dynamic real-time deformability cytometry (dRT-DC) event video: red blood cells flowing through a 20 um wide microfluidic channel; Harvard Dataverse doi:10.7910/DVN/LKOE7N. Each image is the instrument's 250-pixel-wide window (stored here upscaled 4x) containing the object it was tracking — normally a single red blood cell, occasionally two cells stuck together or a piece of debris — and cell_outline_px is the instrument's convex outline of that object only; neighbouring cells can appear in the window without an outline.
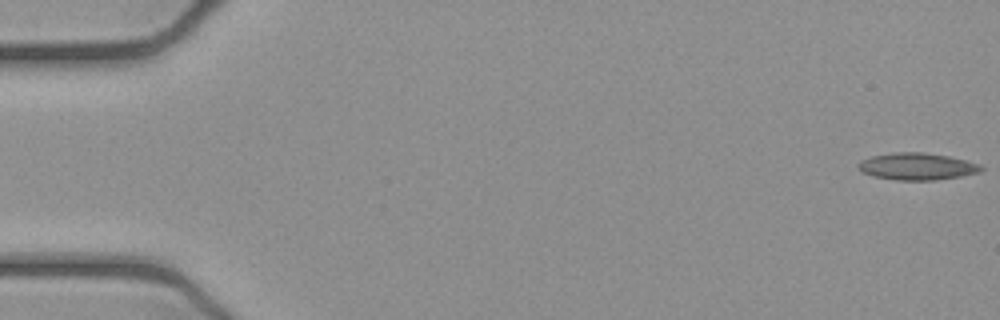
{"species": "common noctule bat (a hibernating species)", "species_latin": "Nyctalus noctula", "temperature_condition": "cold", "stored_images_in_passage": 53, "camera_frame_rate_fps": 3000, "um_per_image_px": 0.085, "animal": {"sex": "female", "body_mass_g": 21.9}, "frame": {"image": 1, "passage_image": 1, "time_ms": 0.0, "image_size_px": [1000, 320], "cell_outline_px": [[984, 168], [980, 172], [960, 176], [936, 180], [896, 180], [872, 176], [864, 172], [856, 164], [860, 160], [872, 156], [892, 152], [924, 152], [948, 156], [980, 164]], "centroid_in_image_um": [77.94, 14.14], "position_along_channel_um": 7.1, "area_um2": 19.31}}
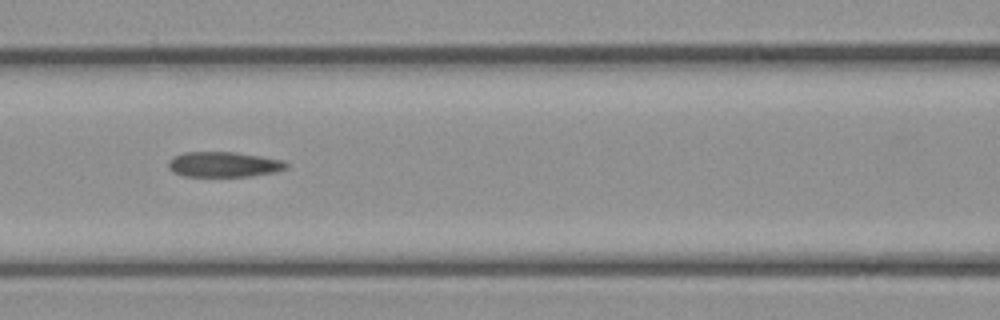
{"frame": {"image": 2, "passage_image": 23, "time_ms": 7.333, "image_size_px": [1000, 320], "cell_outline_px": [[288, 168], [276, 172], [252, 176], [184, 176], [172, 172], [168, 168], [168, 160], [184, 152], [236, 152], [284, 160], [288, 164]], "centroid_in_image_um": [19.04, 13.98], "position_along_channel_um": 147.6, "area_um2": 17.46}}
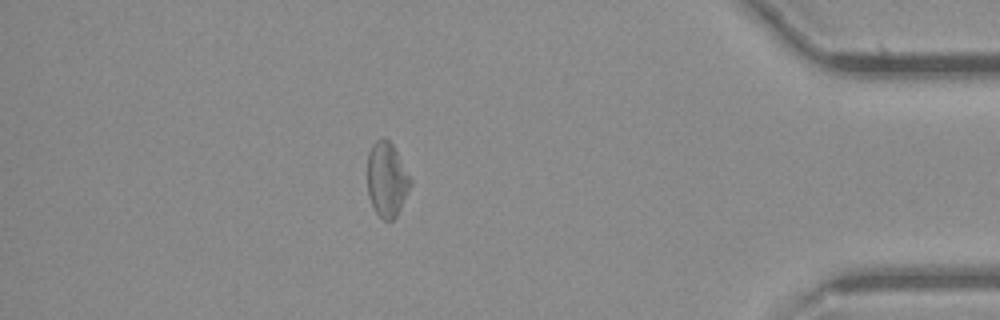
{"frame": {"image": 3, "passage_image": 46, "time_ms": 15.0, "image_size_px": [1000, 320], "cell_outline_px": [[412, 184], [396, 216], [392, 220], [384, 220], [376, 212], [368, 196], [368, 152], [372, 144], [380, 136], [384, 136], [392, 144], [412, 180]], "centroid_in_image_um": [32.87, 15.22], "position_along_channel_um": 402.3, "area_um2": 18.61}, "authors_computed_cell_mechanics": {"area_um2": 18.5538, "velocity_mm_per_s": 3.8931, "shape_relaxation_time_tau1_ms": null, "shape_relaxation_time_tau2_ms": 6.4393, "deformation_change_tau1": null, "deformation_change_tau2": 0.161}}